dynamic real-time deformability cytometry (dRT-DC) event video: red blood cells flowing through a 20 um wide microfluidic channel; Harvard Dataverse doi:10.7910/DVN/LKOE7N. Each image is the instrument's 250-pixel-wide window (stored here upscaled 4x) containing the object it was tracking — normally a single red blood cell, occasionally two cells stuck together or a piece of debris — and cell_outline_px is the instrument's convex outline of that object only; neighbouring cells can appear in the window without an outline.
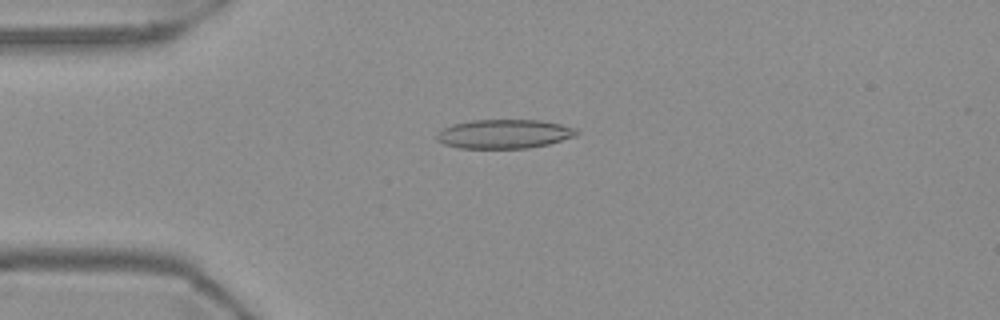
{"species": "Egyptian fruit bat (a non-hibernating species)", "species_latin": "Rousettus aegyptiacus", "temperature_condition": "warm", "stored_images_in_passage": 54, "camera_frame_rate_fps": 3000, "um_per_image_px": 0.085, "frame": {"image": 1, "passage_image": 13, "time_ms": 4.0, "image_size_px": [1000, 320], "cell_outline_px": [[580, 132], [576, 136], [548, 144], [528, 148], [460, 148], [444, 144], [436, 140], [436, 132], [440, 128], [452, 124], [472, 120], [540, 120], [560, 124], [576, 128]], "centroid_in_image_um": [42.82, 11.38], "position_along_channel_um": 42.2, "area_um2": 23.87}}
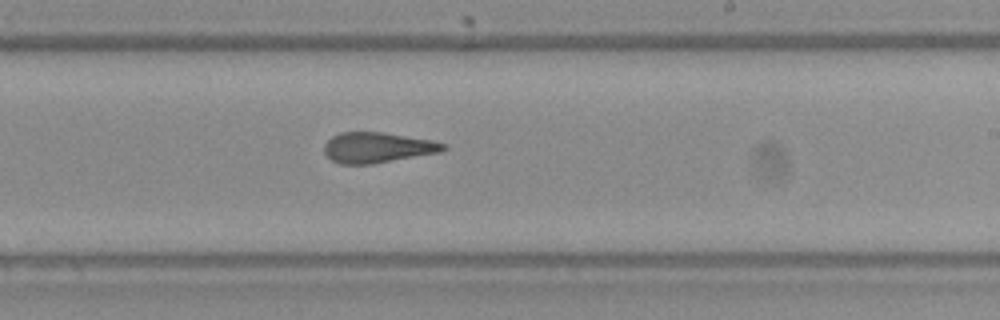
{"frame": {"image": 2, "passage_image": 32, "time_ms": 10.333, "image_size_px": [1000, 320], "cell_outline_px": [[448, 148], [440, 152], [372, 164], [340, 164], [332, 160], [324, 152], [324, 144], [332, 136], [340, 132], [384, 132], [432, 140], [448, 144]], "centroid_in_image_um": [32.1, 12.53], "position_along_channel_um": 256.9, "area_um2": 21.21}}
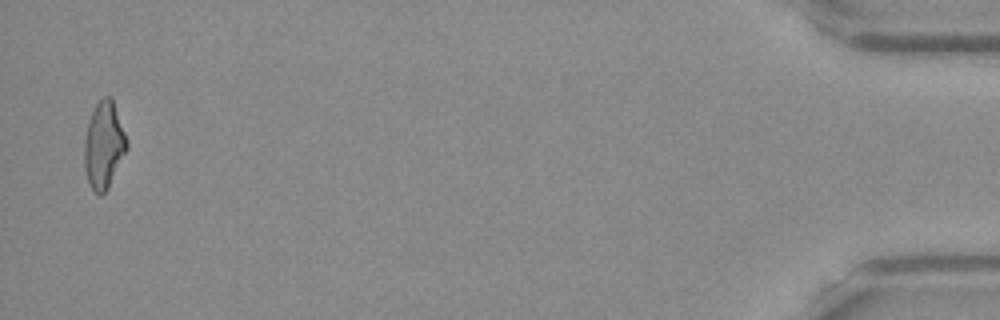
{"frame": {"image": 3, "passage_image": 53, "time_ms": 17.333, "image_size_px": [1000, 320], "cell_outline_px": [[128, 148], [108, 188], [100, 196], [92, 188], [88, 180], [84, 168], [84, 140], [88, 124], [92, 112], [96, 104], [104, 96], [112, 96], [128, 140]], "centroid_in_image_um": [8.84, 12.31], "position_along_channel_um": 426.4, "area_um2": 21.5}, "authors_computed_cell_mechanics": {"area_um2": 21.8773, "velocity_mm_per_s": 3.7261, "shape_relaxation_time_tau1_ms": null, "shape_relaxation_time_tau2_ms": 2.4184, "deformation_change_tau1": null, "deformation_change_tau2": 0.1157}}